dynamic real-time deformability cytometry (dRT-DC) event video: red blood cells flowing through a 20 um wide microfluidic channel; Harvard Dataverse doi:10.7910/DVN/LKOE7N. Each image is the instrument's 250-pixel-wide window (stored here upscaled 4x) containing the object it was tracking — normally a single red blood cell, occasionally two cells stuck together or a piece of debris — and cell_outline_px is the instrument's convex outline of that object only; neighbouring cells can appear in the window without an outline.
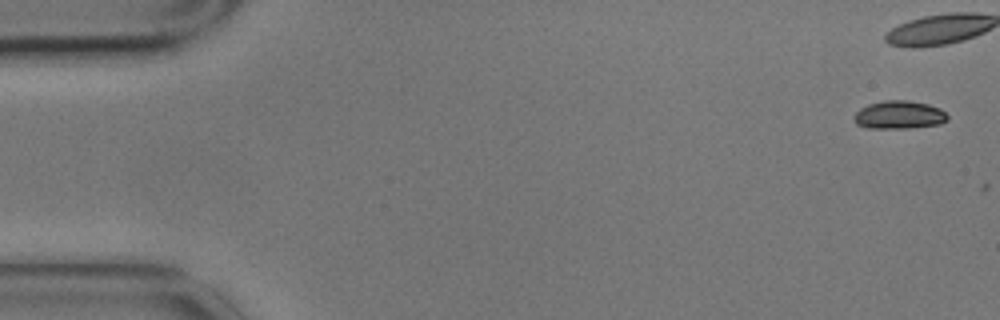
{"species": "common noctule bat (a hibernating species)", "species_latin": "Nyctalus noctula", "temperature_condition": "cold", "stored_images_in_passage": 5, "camera_frame_rate_fps": 3000, "um_per_image_px": 0.085, "animal": {"sex": "male", "body_mass_g": 17.9}, "frame": {"image": 1, "passage_image": 1, "time_ms": 0.0, "image_size_px": [1000, 320], "cell_outline_px": [[948, 120], [940, 124], [908, 128], [868, 128], [856, 124], [852, 116], [860, 108], [868, 104], [884, 100], [908, 100], [928, 104], [940, 108], [948, 116]], "centroid_in_image_um": [76.41, 9.76], "position_along_channel_um": 8.6, "area_um2": 15.43}}